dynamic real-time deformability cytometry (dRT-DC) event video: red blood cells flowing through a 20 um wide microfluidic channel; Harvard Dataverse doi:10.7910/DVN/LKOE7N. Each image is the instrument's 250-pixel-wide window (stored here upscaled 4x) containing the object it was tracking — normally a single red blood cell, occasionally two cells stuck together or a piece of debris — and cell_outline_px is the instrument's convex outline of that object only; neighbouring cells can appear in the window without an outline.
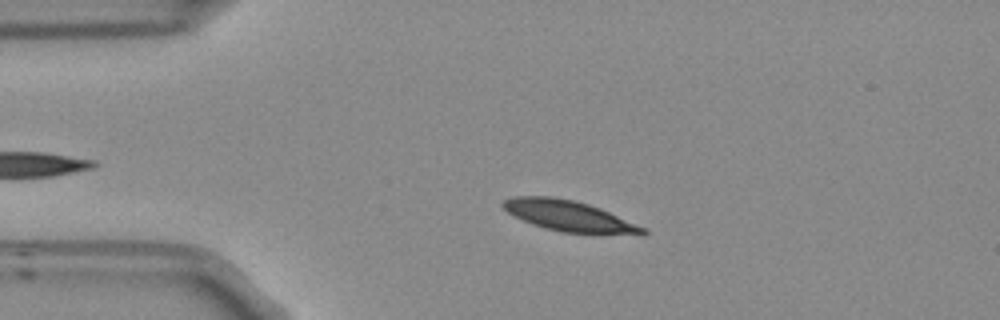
{"species": "Egyptian fruit bat (a non-hibernating species)", "species_latin": "Rousettus aegyptiacus", "temperature_condition": "room temperature", "stored_images_in_passage": 47, "camera_frame_rate_fps": 3000, "um_per_image_px": 0.085, "frame": {"image": 1, "passage_image": 10, "time_ms": 3.0, "image_size_px": [1000, 320], "cell_outline_px": [[648, 232], [644, 236], [560, 232], [544, 228], [532, 224], [508, 212], [500, 204], [504, 200], [512, 196], [552, 196], [572, 200], [588, 204], [600, 208], [644, 228]], "centroid_in_image_um": [48.39, 18.38], "position_along_channel_um": 36.6, "area_um2": 25.09}}
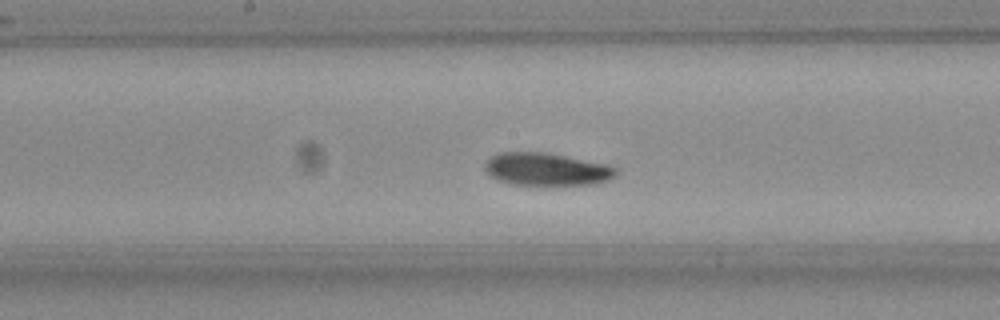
{"frame": {"image": 2, "passage_image": 26, "time_ms": 8.333, "image_size_px": [1000, 320], "cell_outline_px": [[616, 176], [608, 180], [596, 184], [508, 184], [492, 176], [484, 168], [484, 164], [492, 156], [500, 152], [544, 152], [604, 164], [616, 168]], "centroid_in_image_um": [46.44, 14.38], "position_along_channel_um": 201.8, "area_um2": 24.45}}
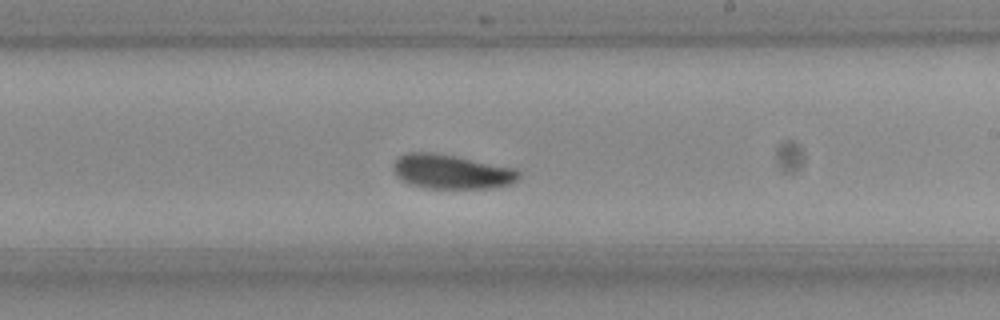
{"frame": {"image": 3, "passage_image": 30, "time_ms": 9.667, "image_size_px": [1000, 320], "cell_outline_px": [[520, 176], [512, 184], [492, 188], [428, 188], [408, 184], [400, 180], [396, 176], [392, 168], [392, 164], [396, 156], [408, 152], [432, 152], [456, 156], [516, 168], [520, 172]], "centroid_in_image_um": [38.33, 14.59], "position_along_channel_um": 250.7, "area_um2": 25.55}, "authors_computed_cell_mechanics": {"area_um2": 24.7962, "velocity_mm_per_s": 3.6709, "shape_relaxation_time_tau1_ms": 7.4978, "shape_relaxation_time_tau2_ms": 5.2831, "deformation_change_tau1": 0.1719, "deformation_change_tau2": 0.0977}}